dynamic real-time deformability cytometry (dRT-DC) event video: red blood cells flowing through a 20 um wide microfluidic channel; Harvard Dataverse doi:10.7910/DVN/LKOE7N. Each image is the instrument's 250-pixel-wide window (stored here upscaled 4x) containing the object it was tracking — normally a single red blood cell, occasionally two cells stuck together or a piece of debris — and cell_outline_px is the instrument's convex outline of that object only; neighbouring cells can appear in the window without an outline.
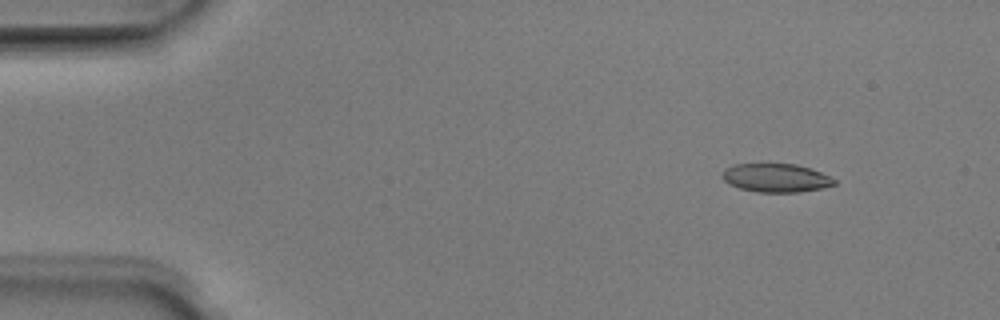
{"species": "Egyptian fruit bat (a non-hibernating species)", "species_latin": "Rousettus aegyptiacus", "temperature_condition": "room temperature", "stored_images_in_passage": 51, "camera_frame_rate_fps": 3000, "um_per_image_px": 0.085, "animal": {"sex": "male"}, "frame": {"image": 1, "passage_image": 6, "time_ms": 1.667, "image_size_px": [1000, 320], "cell_outline_px": [[836, 184], [820, 188], [800, 192], [756, 192], [740, 188], [728, 184], [720, 176], [724, 168], [736, 164], [796, 164], [812, 168], [836, 180]], "centroid_in_image_um": [65.92, 15.12], "position_along_channel_um": 19.1, "area_um2": 18.67}}
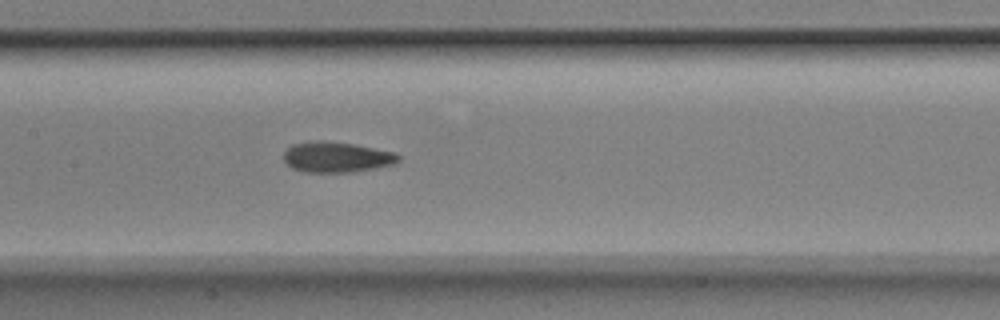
{"frame": {"image": 2, "passage_image": 25, "time_ms": 8.0, "image_size_px": [1000, 320], "cell_outline_px": [[400, 160], [396, 164], [376, 168], [352, 172], [304, 172], [292, 168], [284, 160], [284, 152], [292, 144], [312, 140], [324, 140], [352, 144], [396, 152], [400, 156]], "centroid_in_image_um": [28.63, 13.35], "position_along_channel_um": 178.8, "area_um2": 20.58}}
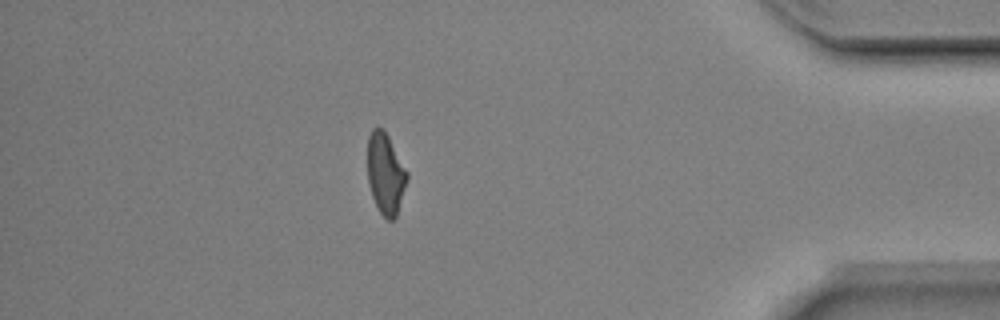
{"frame": {"image": 3, "passage_image": 45, "time_ms": 14.667, "image_size_px": [1000, 320], "cell_outline_px": [[408, 180], [396, 216], [392, 220], [388, 220], [380, 212], [372, 196], [368, 180], [368, 136], [372, 128], [384, 128], [408, 172]], "centroid_in_image_um": [32.78, 14.73], "position_along_channel_um": 402.4, "area_um2": 18.61}, "authors_computed_cell_mechanics": {"area_um2": 19.4786, "velocity_mm_per_s": 3.9728, "shape_relaxation_time_tau1_ms": 3.4749, "shape_relaxation_time_tau2_ms": 2.7128, "deformation_change_tau1": 0.1569, "deformation_change_tau2": 0.1055}}